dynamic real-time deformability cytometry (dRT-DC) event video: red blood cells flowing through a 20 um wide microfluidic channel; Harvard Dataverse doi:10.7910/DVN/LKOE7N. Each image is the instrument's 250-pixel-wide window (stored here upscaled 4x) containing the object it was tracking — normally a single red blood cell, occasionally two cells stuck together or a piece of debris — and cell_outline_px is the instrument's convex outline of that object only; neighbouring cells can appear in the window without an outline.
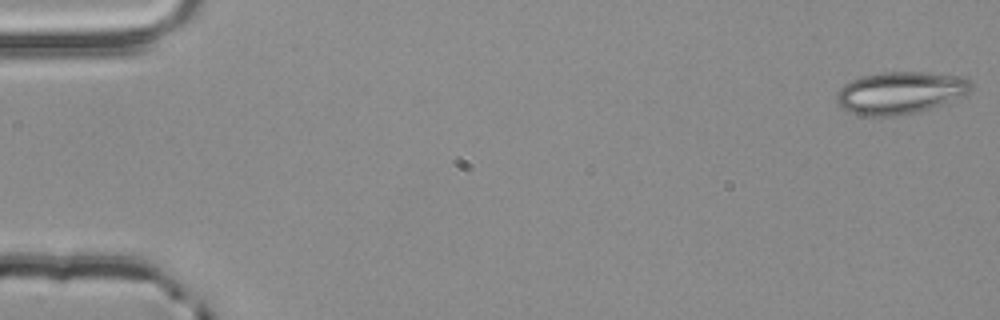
{"species": "common noctule bat (a hibernating species)", "species_latin": "Nyctalus noctula", "temperature_condition": "room temperature", "stored_images_in_passage": 5, "camera_frame_rate_fps": 3000, "um_per_image_px": 0.085, "animal": {"sex": "male", "body_mass_g": 20.4}, "frame": {"image": 1, "passage_image": 1, "time_ms": 0.0, "image_size_px": [1000, 320], "cell_outline_px": [[976, 84], [968, 92], [932, 108], [916, 112], [896, 116], [868, 116], [852, 112], [844, 108], [836, 100], [836, 92], [844, 84], [860, 76], [880, 72], [924, 72], [964, 76]], "centroid_in_image_um": [76.53, 7.86], "position_along_channel_um": 8.5, "area_um2": 33.06}}